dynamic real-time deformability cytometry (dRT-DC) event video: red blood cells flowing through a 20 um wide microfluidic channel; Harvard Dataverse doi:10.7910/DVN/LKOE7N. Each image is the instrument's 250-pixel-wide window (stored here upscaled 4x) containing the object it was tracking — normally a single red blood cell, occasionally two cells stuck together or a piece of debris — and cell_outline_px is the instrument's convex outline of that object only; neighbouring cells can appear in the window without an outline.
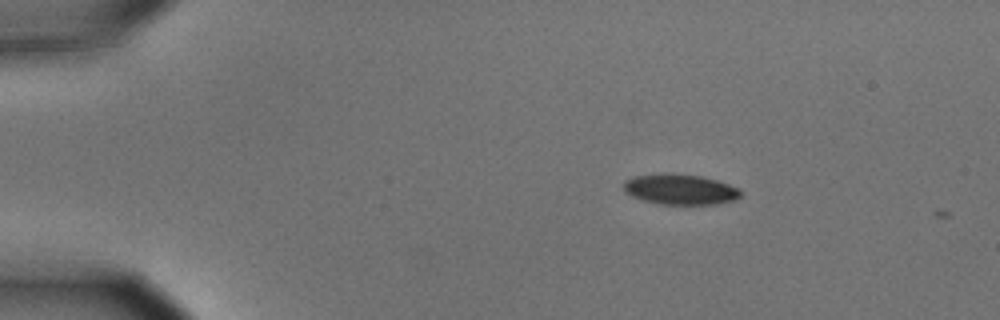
{"species": "common noctule bat (a hibernating species)", "species_latin": "Nyctalus noctula", "temperature_condition": "cold", "stored_images_in_passage": 2, "camera_frame_rate_fps": 3000, "um_per_image_px": 0.085, "animal": {"sex": "male", "body_mass_g": 15.6}, "frame": {"image": 1, "passage_image": 1, "time_ms": 0.0, "image_size_px": [1000, 320], "cell_outline_px": [[740, 196], [736, 200], [716, 204], [660, 204], [640, 200], [624, 192], [624, 180], [632, 176], [664, 172], [700, 176], [716, 180], [728, 184], [736, 188], [740, 192]], "centroid_in_image_um": [57.75, 16.09], "position_along_channel_um": 27.3, "area_um2": 20.92}}